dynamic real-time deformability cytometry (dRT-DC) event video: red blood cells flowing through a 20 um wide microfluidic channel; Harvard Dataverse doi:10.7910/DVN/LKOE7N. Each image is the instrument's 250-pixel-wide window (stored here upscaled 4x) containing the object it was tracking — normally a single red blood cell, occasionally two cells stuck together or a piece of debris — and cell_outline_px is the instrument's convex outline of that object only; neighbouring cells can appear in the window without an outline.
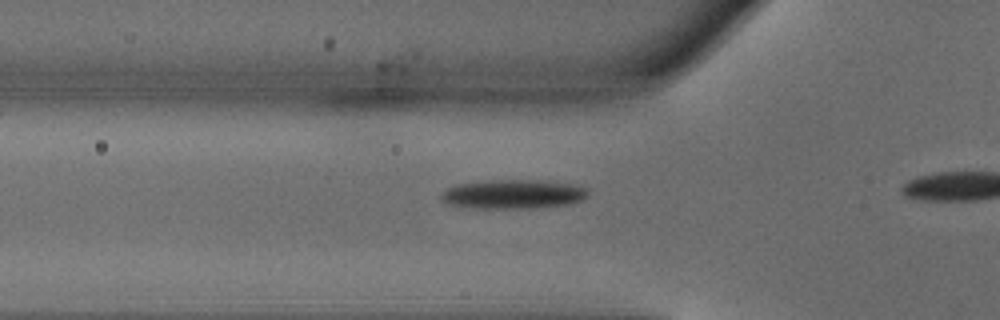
{"species": "common noctule bat (a hibernating species)", "species_latin": "Nyctalus noctula", "temperature_condition": "warm", "stored_images_in_passage": 10, "camera_frame_rate_fps": 3000, "um_per_image_px": 0.085, "animal": {"sex": "male", "body_mass_g": 18.8}, "frame": {"image": 1, "passage_image": 5, "time_ms": 1.333, "image_size_px": [1000, 320], "cell_outline_px": [[588, 196], [584, 200], [568, 204], [532, 208], [472, 208], [444, 204], [440, 200], [440, 192], [456, 184], [480, 180], [536, 180], [580, 184], [588, 188]], "centroid_in_image_um": [43.6, 16.49], "position_along_channel_um": 82.2, "area_um2": 25.61}}
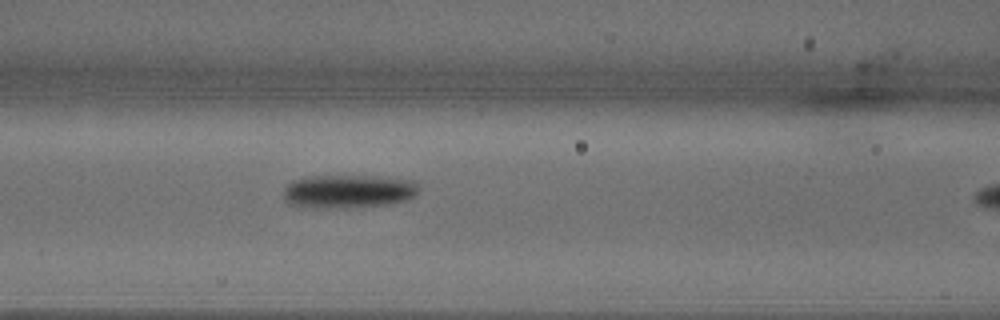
{"frame": {"image": 2, "passage_image": 9, "time_ms": 2.667, "image_size_px": [1000, 320], "cell_outline_px": [[420, 188], [412, 196], [404, 200], [388, 204], [328, 208], [312, 208], [292, 204], [284, 200], [284, 188], [292, 180], [304, 176], [380, 176], [416, 180]], "centroid_in_image_um": [29.59, 16.24], "position_along_channel_um": 137.0, "area_um2": 26.36}}